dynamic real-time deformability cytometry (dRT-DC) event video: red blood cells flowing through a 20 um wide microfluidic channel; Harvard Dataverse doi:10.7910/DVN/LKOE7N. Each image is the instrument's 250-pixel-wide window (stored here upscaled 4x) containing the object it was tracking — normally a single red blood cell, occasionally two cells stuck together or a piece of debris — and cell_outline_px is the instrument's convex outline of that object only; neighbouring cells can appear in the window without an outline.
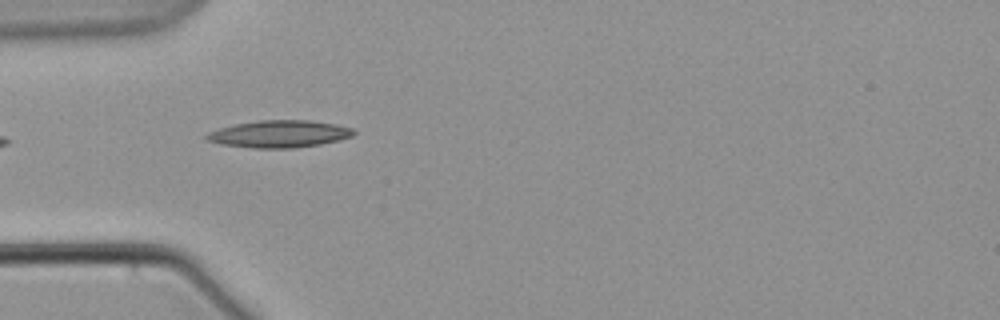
{"species": "common noctule bat (a hibernating species)", "species_latin": "Nyctalus noctula", "temperature_condition": "warm", "stored_images_in_passage": 6, "camera_frame_rate_fps": 3000, "um_per_image_px": 0.085, "animal": {"sex": "male", "body_mass_g": 21.5, "forearm_length_mm": 52.0}, "frame": {"image": 1, "passage_image": 5, "time_ms": 6.0, "image_size_px": [1000, 320], "cell_outline_px": [[356, 132], [352, 136], [340, 140], [320, 144], [292, 148], [252, 148], [220, 144], [208, 140], [204, 136], [208, 132], [220, 128], [236, 124], [260, 120], [312, 120], [336, 124], [352, 128]], "centroid_in_image_um": [23.76, 11.38], "position_along_channel_um": 61.2, "area_um2": 23.29}}